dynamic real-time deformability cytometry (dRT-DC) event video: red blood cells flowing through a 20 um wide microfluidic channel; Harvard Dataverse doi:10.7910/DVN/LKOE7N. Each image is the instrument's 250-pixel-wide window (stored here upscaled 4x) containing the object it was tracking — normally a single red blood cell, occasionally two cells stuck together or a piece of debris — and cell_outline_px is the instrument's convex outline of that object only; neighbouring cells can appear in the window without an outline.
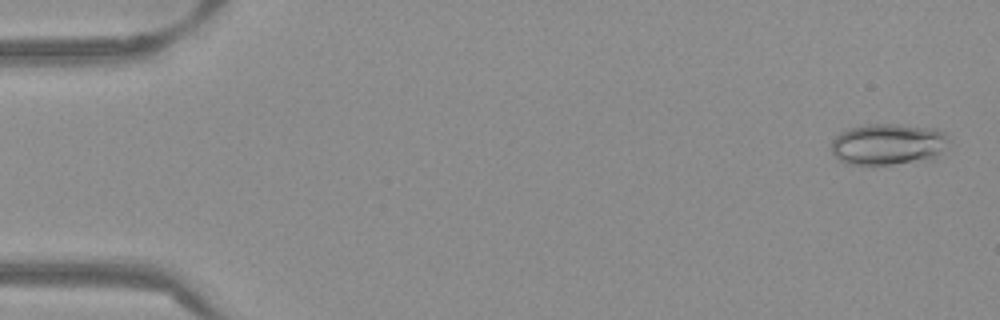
{"species": "Egyptian fruit bat (a non-hibernating species)", "species_latin": "Rousettus aegyptiacus", "temperature_condition": "warm", "stored_images_in_passage": 53, "camera_frame_rate_fps": 3000, "um_per_image_px": 0.085, "frame": {"image": 1, "passage_image": 2, "time_ms": 0.333, "image_size_px": [1000, 320], "cell_outline_px": [[948, 140], [936, 160], [892, 164], [844, 164], [832, 152], [832, 140], [840, 132], [848, 128], [864, 124], [896, 124], [936, 128], [944, 132], [948, 136]], "centroid_in_image_um": [75.51, 12.26], "position_along_channel_um": 9.5, "area_um2": 28.67}}
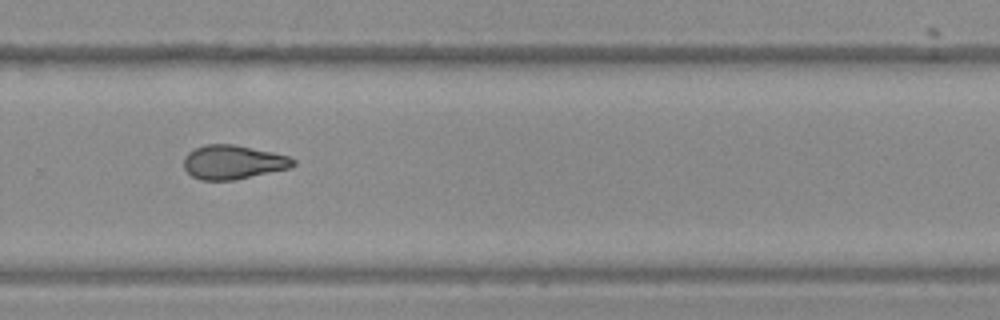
{"frame": {"image": 2, "passage_image": 36, "time_ms": 11.667, "image_size_px": [1000, 320], "cell_outline_px": [[296, 164], [288, 168], [232, 180], [200, 180], [192, 176], [184, 168], [184, 156], [188, 152], [204, 144], [232, 144], [272, 152], [288, 156], [296, 160]], "centroid_in_image_um": [19.78, 13.78], "position_along_channel_um": 310.0, "area_um2": 21.44}}
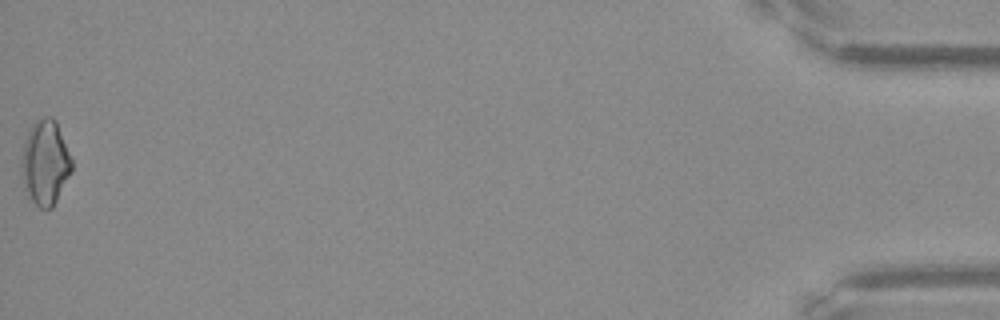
{"frame": {"image": 3, "passage_image": 53, "time_ms": 17.333, "image_size_px": [1000, 320], "cell_outline_px": [[72, 172], [52, 208], [40, 208], [28, 196], [24, 188], [20, 160], [24, 144], [28, 132], [32, 124], [36, 120], [44, 116], [52, 116], [56, 120], [72, 160]], "centroid_in_image_um": [3.84, 13.81], "position_along_channel_um": 431.4, "area_um2": 24.85}, "authors_computed_cell_mechanics": {"area_um2": 22.3108, "velocity_mm_per_s": 3.8644, "shape_relaxation_time_tau1_ms": null, "shape_relaxation_time_tau2_ms": 3.0961, "deformation_change_tau1": null, "deformation_change_tau2": 0.0984}}